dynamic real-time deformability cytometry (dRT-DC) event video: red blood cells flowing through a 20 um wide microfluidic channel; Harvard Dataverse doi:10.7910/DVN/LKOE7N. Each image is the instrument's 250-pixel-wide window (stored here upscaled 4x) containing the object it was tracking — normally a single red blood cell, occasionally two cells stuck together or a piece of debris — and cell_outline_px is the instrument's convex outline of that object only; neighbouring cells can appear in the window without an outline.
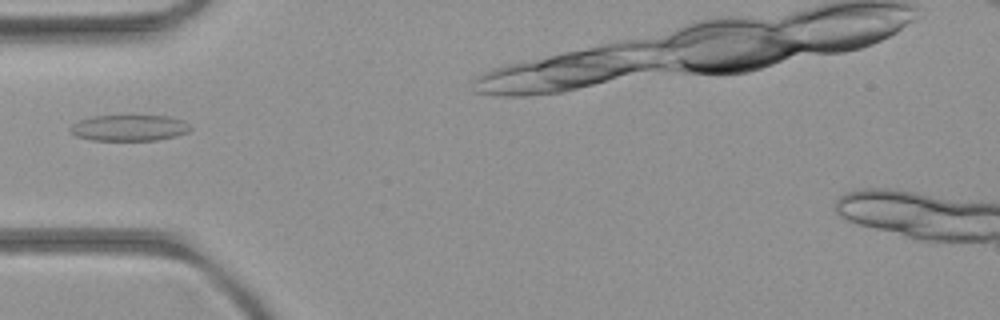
{"species": "common noctule bat (a hibernating species)", "species_latin": "Nyctalus noctula", "temperature_condition": "room temperature", "stored_images_in_passage": 5, "camera_frame_rate_fps": 3000, "um_per_image_px": 0.085, "animal": {"sex": "female", "body_mass_g": 21.9}, "frame": {"image": 1, "passage_image": 3, "time_ms": 3.333, "image_size_px": [1000, 320], "cell_outline_px": [[192, 128], [188, 132], [176, 136], [156, 140], [92, 140], [76, 136], [68, 128], [76, 120], [92, 116], [168, 116], [184, 120]], "centroid_in_image_um": [10.97, 10.86], "position_along_channel_um": 74.0, "area_um2": 18.32}}
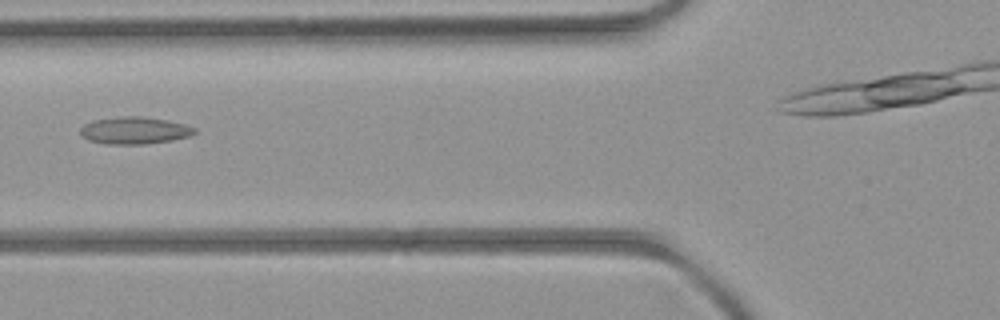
{"frame": {"image": 2, "passage_image": 4, "time_ms": 4.333, "image_size_px": [1000, 320], "cell_outline_px": [[196, 132], [188, 136], [172, 140], [144, 144], [104, 144], [88, 140], [80, 136], [80, 128], [84, 124], [92, 120], [120, 116], [140, 116], [168, 120], [184, 124], [196, 128]], "centroid_in_image_um": [11.38, 11.08], "position_along_channel_um": 114.4, "area_um2": 18.21}}